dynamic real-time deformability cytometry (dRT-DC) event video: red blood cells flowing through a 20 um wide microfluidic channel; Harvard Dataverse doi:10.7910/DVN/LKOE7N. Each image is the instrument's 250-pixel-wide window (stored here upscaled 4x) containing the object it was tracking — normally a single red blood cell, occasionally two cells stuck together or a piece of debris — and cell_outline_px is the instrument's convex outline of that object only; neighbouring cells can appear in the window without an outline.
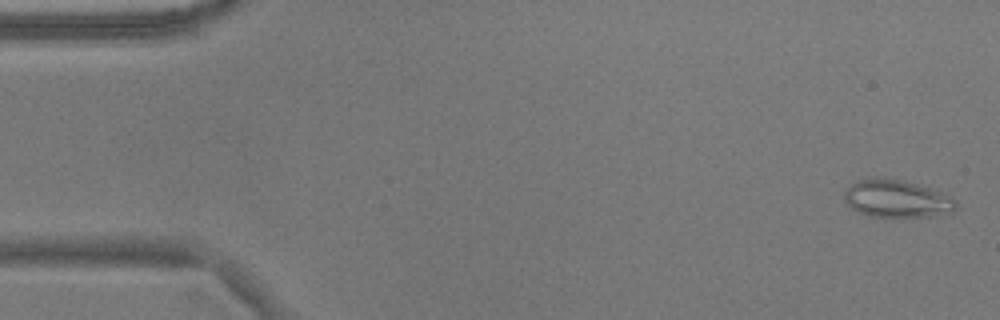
{"species": "common noctule bat (a hibernating species)", "species_latin": "Nyctalus noctula", "temperature_condition": "warm", "stored_images_in_passage": 55, "camera_frame_rate_fps": 3000, "um_per_image_px": 0.085, "animal": {"sex": "male", "body_mass_g": 17.9}, "frame": {"image": 1, "passage_image": 2, "time_ms": 0.333, "image_size_px": [1000, 320], "cell_outline_px": [[956, 208], [952, 212], [940, 216], [868, 216], [852, 208], [844, 200], [844, 192], [852, 184], [868, 176], [876, 176], [900, 180], [916, 184], [940, 192], [956, 200]], "centroid_in_image_um": [76.21, 16.88], "position_along_channel_um": 8.8, "area_um2": 24.28}}
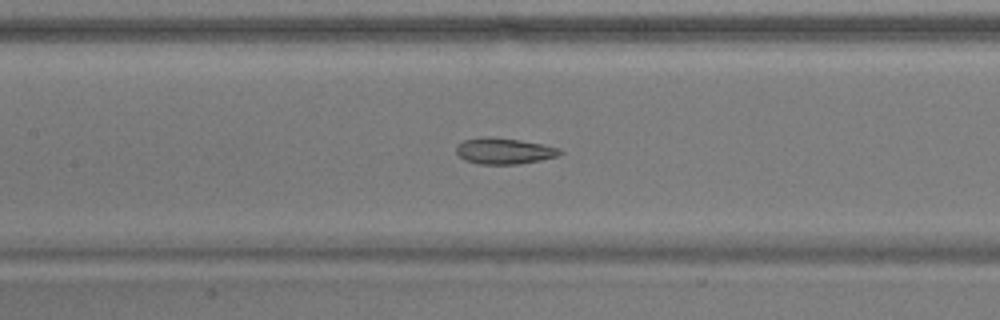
{"frame": {"image": 2, "passage_image": 25, "time_ms": 8.0, "image_size_px": [1000, 320], "cell_outline_px": [[564, 152], [556, 156], [540, 160], [520, 164], [480, 164], [464, 160], [456, 152], [456, 148], [464, 140], [484, 136], [488, 136], [520, 140], [544, 144], [560, 148]], "centroid_in_image_um": [42.87, 12.83], "position_along_channel_um": 164.5, "area_um2": 15.78}}
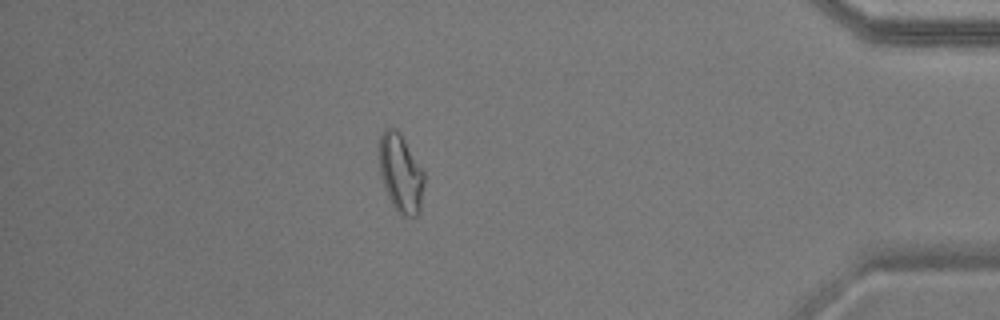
{"frame": {"image": 3, "passage_image": 48, "time_ms": 15.667, "image_size_px": [1000, 320], "cell_outline_px": [[424, 184], [420, 212], [416, 216], [400, 216], [396, 212], [384, 188], [380, 176], [380, 136], [384, 128], [396, 128], [400, 132], [424, 172]], "centroid_in_image_um": [34.06, 14.75], "position_along_channel_um": 401.1, "area_um2": 20.63}, "authors_computed_cell_mechanics": {"area_um2": 18.8428, "velocity_mm_per_s": 3.658, "shape_relaxation_time_tau1_ms": null, "shape_relaxation_time_tau2_ms": 2.4159, "deformation_change_tau1": null, "deformation_change_tau2": 0.089}}